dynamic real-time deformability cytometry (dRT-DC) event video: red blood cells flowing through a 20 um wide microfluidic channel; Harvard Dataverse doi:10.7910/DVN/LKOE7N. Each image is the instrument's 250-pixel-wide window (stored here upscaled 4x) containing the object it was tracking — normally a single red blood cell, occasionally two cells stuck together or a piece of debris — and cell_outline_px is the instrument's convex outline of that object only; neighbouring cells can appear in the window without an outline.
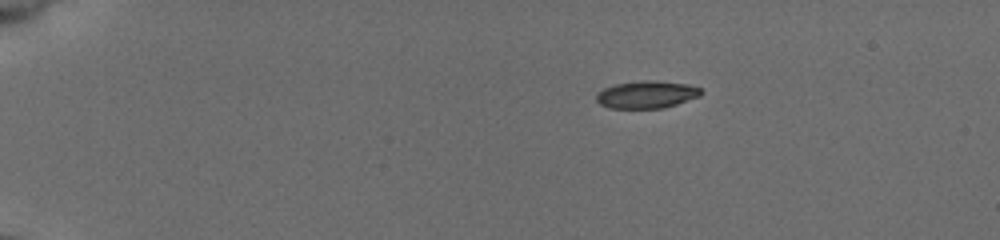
{"species": "common noctule bat (a hibernating species)", "species_latin": "Nyctalus noctula", "temperature_condition": "cold", "stored_images_in_passage": 45, "camera_frame_rate_fps": 3000, "um_per_image_px": 0.085, "animal": {"sex": "female", "body_mass_g": 19.5, "forearm_length_mm": 54.1}, "frame": {"image": 1, "passage_image": 1, "time_ms": 0.0, "image_size_px": [1000, 240], "cell_outline_px": [[704, 92], [700, 96], [664, 108], [608, 108], [600, 104], [596, 100], [596, 92], [604, 88], [616, 84], [644, 80], [652, 80], [688, 84], [700, 88]], "centroid_in_image_um": [54.96, 8.04], "position_along_channel_um": 30.0, "area_um2": 16.76}}
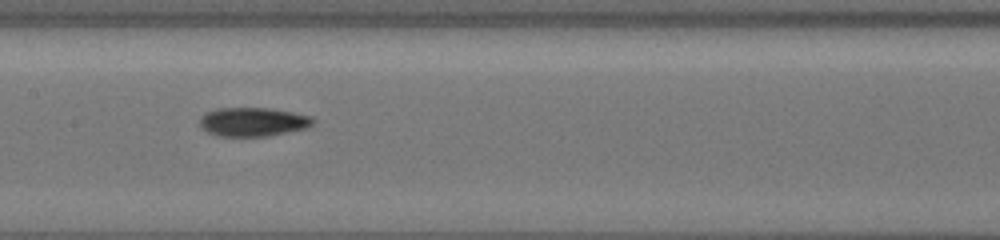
{"frame": {"image": 2, "passage_image": 20, "time_ms": 6.333, "image_size_px": [1000, 240], "cell_outline_px": [[316, 120], [308, 128], [268, 136], [216, 136], [208, 132], [200, 124], [200, 116], [216, 108], [268, 108], [292, 112], [312, 116]], "centroid_in_image_um": [21.53, 10.36], "position_along_channel_um": 185.9, "area_um2": 19.07}}
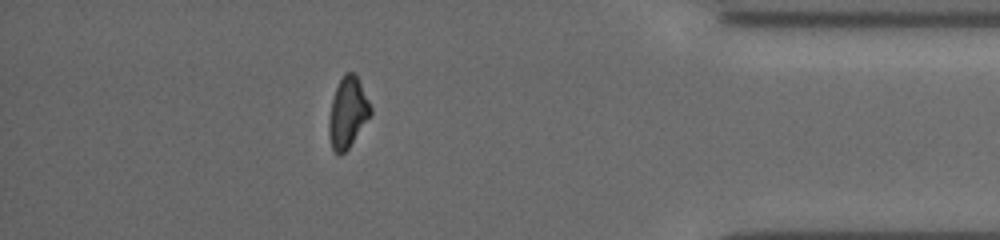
{"frame": {"image": 3, "passage_image": 39, "time_ms": 12.667, "image_size_px": [1000, 240], "cell_outline_px": [[372, 112], [348, 148], [340, 156], [332, 148], [328, 136], [328, 120], [332, 100], [336, 88], [344, 72], [352, 72], [356, 76], [372, 108]], "centroid_in_image_um": [29.52, 9.58], "position_along_channel_um": 405.7, "area_um2": 16.76}, "authors_computed_cell_mechanics": {"area_um2": 17.629, "velocity_mm_per_s": 3.9289, "shape_relaxation_time_tau1_ms": 8.4145, "shape_relaxation_time_tau2_ms": 3.3198, "deformation_change_tau1": 0.2019, "deformation_change_tau2": 0.0762}}